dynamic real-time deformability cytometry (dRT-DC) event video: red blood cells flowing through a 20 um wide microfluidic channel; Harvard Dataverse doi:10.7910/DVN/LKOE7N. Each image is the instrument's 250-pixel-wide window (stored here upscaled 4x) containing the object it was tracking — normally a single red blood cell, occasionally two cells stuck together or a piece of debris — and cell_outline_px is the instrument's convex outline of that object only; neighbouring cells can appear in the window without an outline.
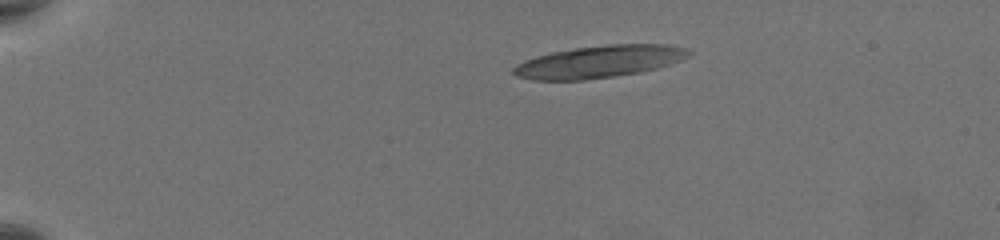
{"species": "common noctule bat (a hibernating species)", "species_latin": "Nyctalus noctula", "temperature_condition": "warm", "stored_images_in_passage": 46, "camera_frame_rate_fps": 3000, "um_per_image_px": 0.085, "animal": {"sex": "female", "body_mass_g": 19.5, "forearm_length_mm": 54.1}, "frame": {"image": 1, "passage_image": 1, "time_ms": 0.0, "image_size_px": [1000, 240], "cell_outline_px": [[696, 52], [680, 60], [656, 68], [640, 72], [584, 80], [532, 80], [516, 76], [512, 72], [512, 68], [516, 64], [524, 60], [536, 56], [552, 52], [576, 48], [608, 44], [668, 44], [688, 48]], "centroid_in_image_um": [50.94, 5.23], "position_along_channel_um": 34.1, "area_um2": 32.95}}
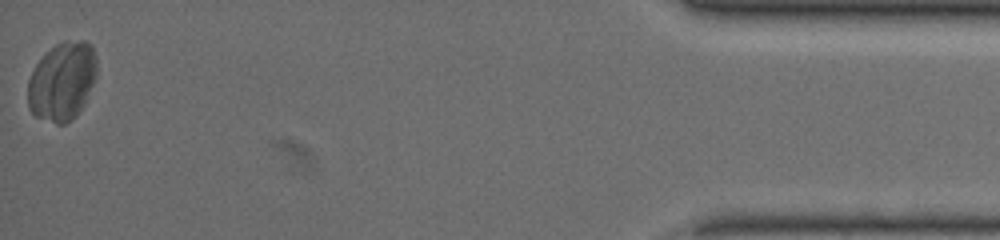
{"frame": {"image": 2, "passage_image": 46, "time_ms": 15.0, "image_size_px": [1000, 240], "cell_outline_px": [[96, 76], [84, 104], [64, 124], [56, 124], [36, 116], [28, 108], [28, 80], [36, 64], [56, 44], [64, 40], [84, 40], [92, 44], [96, 56]], "centroid_in_image_um": [5.29, 6.88], "position_along_channel_um": 429.9, "area_um2": 31.21}}